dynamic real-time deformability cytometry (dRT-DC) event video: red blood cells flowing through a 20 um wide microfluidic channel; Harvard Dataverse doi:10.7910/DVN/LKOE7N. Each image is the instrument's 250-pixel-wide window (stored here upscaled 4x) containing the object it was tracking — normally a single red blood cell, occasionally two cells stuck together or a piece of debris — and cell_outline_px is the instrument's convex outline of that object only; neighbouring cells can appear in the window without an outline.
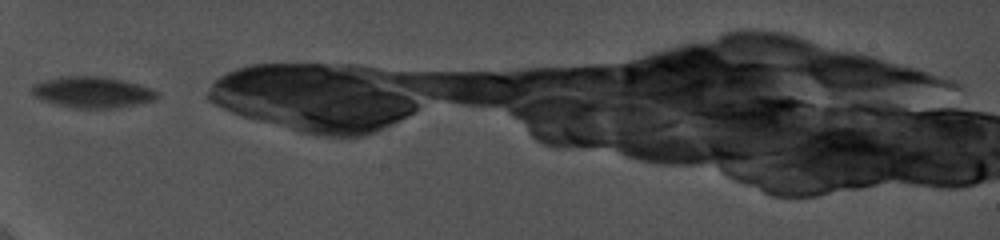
{"species": "common noctule bat (a hibernating species)", "species_latin": "Nyctalus noctula", "temperature_condition": "cold", "stored_images_in_passage": 9, "camera_frame_rate_fps": 5000, "um_per_image_px": 0.085, "animal": {"sex": "female", "body_mass_g": 19.0, "forearm_length_mm": 56.7}, "frame": {"image": 1, "passage_image": 1, "time_ms": 0.0, "image_size_px": [1000, 240], "cell_outline_px": [[160, 96], [156, 100], [116, 108], [76, 108], [56, 104], [40, 100], [32, 92], [32, 84], [44, 80], [60, 76], [100, 76], [124, 80], [152, 88], [160, 92]], "centroid_in_image_um": [7.89, 7.83], "position_along_channel_um": 77.1, "area_um2": 22.95}}